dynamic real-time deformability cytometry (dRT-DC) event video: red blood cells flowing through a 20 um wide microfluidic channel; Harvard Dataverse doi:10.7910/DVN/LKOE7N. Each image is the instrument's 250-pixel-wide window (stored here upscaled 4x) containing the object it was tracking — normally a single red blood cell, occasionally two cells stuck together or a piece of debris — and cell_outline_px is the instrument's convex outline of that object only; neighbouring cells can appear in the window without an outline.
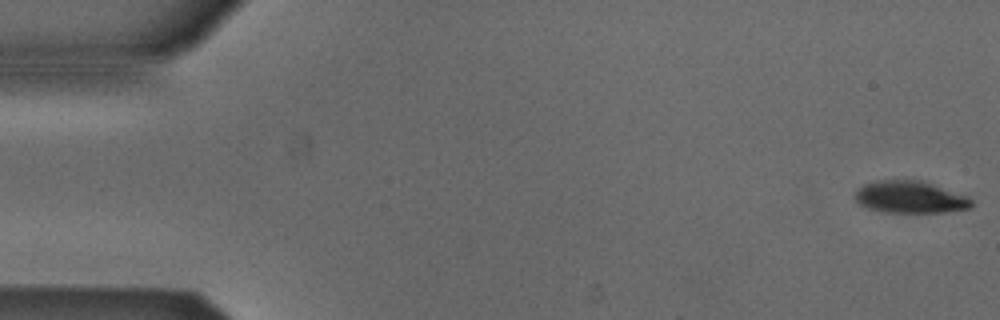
{"species": "Egyptian fruit bat (a non-hibernating species)", "species_latin": "Rousettus aegyptiacus", "temperature_condition": "cold", "stored_images_in_passage": 49, "camera_frame_rate_fps": 3000, "um_per_image_px": 0.085, "animal": {"sex": "male"}, "frame": {"image": 1, "passage_image": 1, "time_ms": 0.0, "image_size_px": [1000, 320], "cell_outline_px": [[972, 208], [944, 212], [884, 212], [868, 208], [860, 204], [852, 196], [864, 184], [876, 180], [924, 180], [968, 196], [972, 200]], "centroid_in_image_um": [77.38, 16.74], "position_along_channel_um": 7.6, "area_um2": 21.96}}
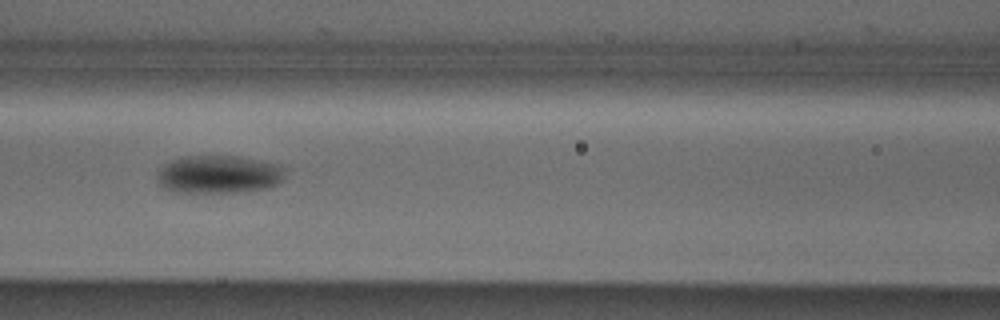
{"frame": {"image": 2, "passage_image": 23, "time_ms": 7.333, "image_size_px": [1000, 320], "cell_outline_px": [[284, 176], [276, 184], [268, 188], [236, 192], [176, 192], [164, 188], [156, 184], [156, 172], [168, 160], [184, 156], [240, 156], [276, 164], [280, 168]], "centroid_in_image_um": [18.47, 14.82], "position_along_channel_um": 148.1, "area_um2": 28.38}}
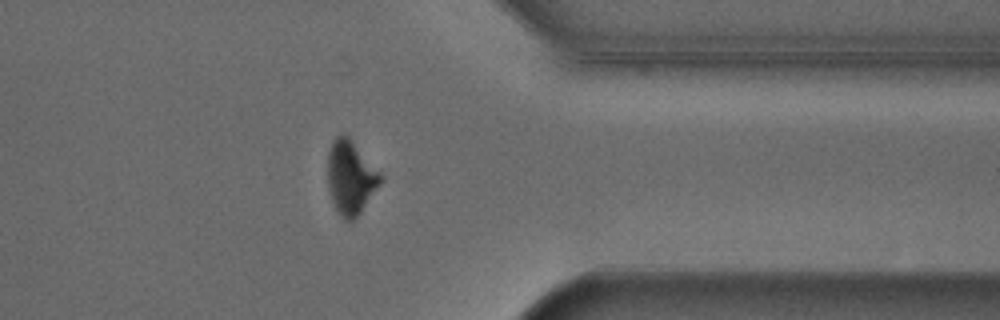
{"frame": {"image": 3, "passage_image": 42, "time_ms": 13.667, "image_size_px": [1000, 320], "cell_outline_px": [[384, 180], [360, 212], [352, 220], [344, 220], [340, 216], [332, 200], [328, 188], [328, 152], [332, 140], [340, 132], [344, 132], [352, 140], [384, 176]], "centroid_in_image_um": [29.81, 15.04], "position_along_channel_um": 381.6, "area_um2": 22.83}}